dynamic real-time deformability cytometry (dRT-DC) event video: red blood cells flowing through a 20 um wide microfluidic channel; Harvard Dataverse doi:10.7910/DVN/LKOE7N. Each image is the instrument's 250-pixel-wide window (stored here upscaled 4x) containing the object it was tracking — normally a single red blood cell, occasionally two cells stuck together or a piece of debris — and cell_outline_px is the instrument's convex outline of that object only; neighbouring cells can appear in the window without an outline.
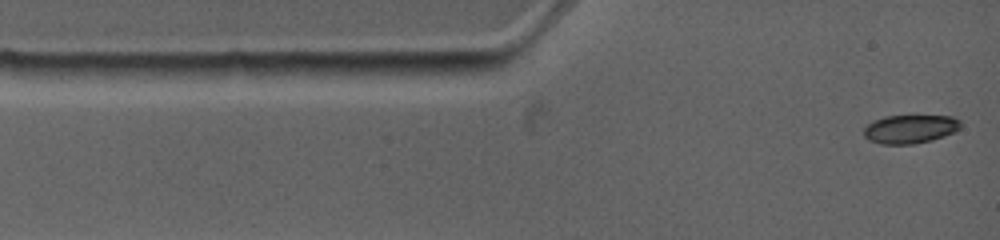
{"species": "common noctule bat (a hibernating species)", "species_latin": "Nyctalus noctula", "temperature_condition": "warm", "stored_images_in_passage": 7, "camera_frame_rate_fps": 4500, "um_per_image_px": 0.085, "animal": {"sex": "female", "body_mass_g": 19.0, "forearm_length_mm": 53.3}, "frame": {"image": 1, "passage_image": 1, "time_ms": 0.0, "image_size_px": [1000, 240], "cell_outline_px": [[960, 128], [944, 136], [932, 140], [912, 144], [880, 144], [868, 140], [864, 136], [864, 128], [872, 120], [884, 116], [952, 116], [960, 120]], "centroid_in_image_um": [77.32, 10.97], "position_along_channel_um": 7.7, "area_um2": 16.13}}
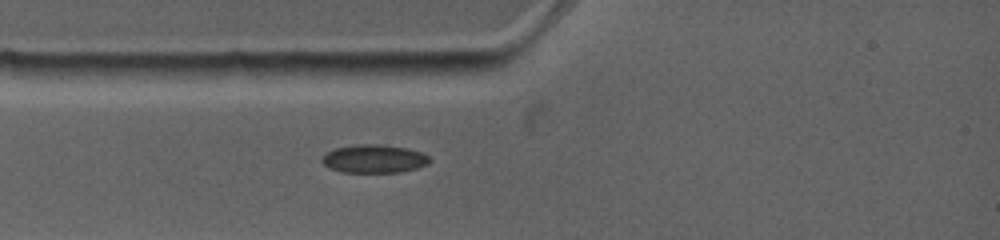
{"frame": {"image": 2, "passage_image": 5, "time_ms": 2.222, "image_size_px": [1000, 240], "cell_outline_px": [[432, 160], [428, 164], [416, 168], [400, 172], [340, 172], [328, 168], [320, 160], [328, 152], [336, 148], [356, 144], [380, 144], [408, 148], [420, 152], [428, 156]], "centroid_in_image_um": [31.8, 13.5], "position_along_channel_um": 53.2, "area_um2": 17.74}}
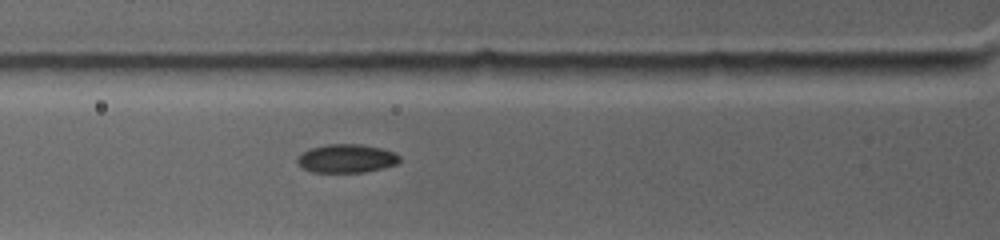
{"frame": {"image": 3, "passage_image": 7, "time_ms": 3.333, "image_size_px": [1000, 240], "cell_outline_px": [[400, 160], [396, 164], [384, 168], [364, 172], [312, 172], [296, 164], [296, 160], [308, 148], [328, 144], [360, 144], [380, 148], [396, 152], [400, 156]], "centroid_in_image_um": [29.46, 13.47], "position_along_channel_um": 96.3, "area_um2": 17.05}}